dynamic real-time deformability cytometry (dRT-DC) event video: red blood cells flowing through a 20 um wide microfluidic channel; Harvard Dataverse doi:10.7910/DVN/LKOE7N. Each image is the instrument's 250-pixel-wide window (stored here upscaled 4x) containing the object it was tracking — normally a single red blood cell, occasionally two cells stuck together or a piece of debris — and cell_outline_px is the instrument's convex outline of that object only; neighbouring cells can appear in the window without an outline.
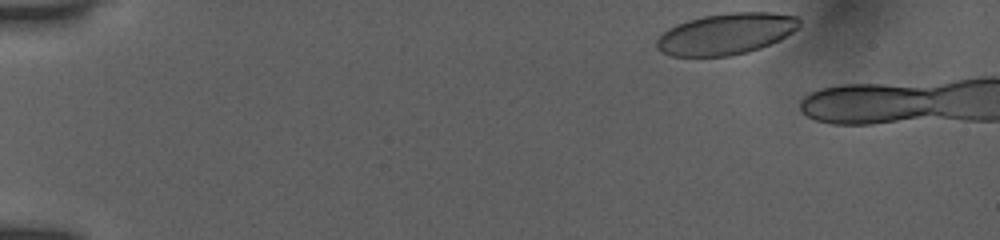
{"species": "human", "species_latin": "Homo sapiens", "temperature_condition": "room temperature", "stored_images_in_passage": 6, "camera_frame_rate_fps": 3000, "um_per_image_px": 0.085, "donor": {"sex": "female"}, "frame": {"image": 1, "passage_image": 1, "time_ms": 0.0, "image_size_px": [1000, 240], "cell_outline_px": [[800, 24], [792, 32], [780, 40], [760, 48], [748, 52], [728, 56], [672, 56], [660, 52], [656, 48], [656, 40], [668, 28], [676, 24], [688, 20], [704, 16], [728, 12], [772, 12], [796, 16], [800, 20]], "centroid_in_image_um": [61.7, 2.88], "position_along_channel_um": 23.3, "area_um2": 34.39}}